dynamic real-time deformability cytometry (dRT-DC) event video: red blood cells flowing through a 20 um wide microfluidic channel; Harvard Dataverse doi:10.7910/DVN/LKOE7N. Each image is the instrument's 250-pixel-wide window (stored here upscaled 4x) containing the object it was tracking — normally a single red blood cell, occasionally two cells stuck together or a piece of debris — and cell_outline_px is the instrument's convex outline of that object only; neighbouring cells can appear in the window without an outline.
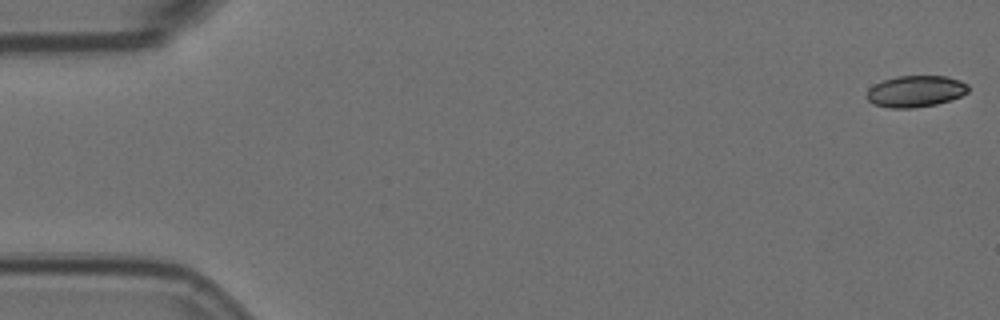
{"species": "Egyptian fruit bat (a non-hibernating species)", "species_latin": "Rousettus aegyptiacus", "temperature_condition": "room temperature", "stored_images_in_passage": 54, "camera_frame_rate_fps": 3000, "um_per_image_px": 0.085, "animal": {"sex": "female"}, "frame": {"image": 1, "passage_image": 1, "time_ms": 0.0, "image_size_px": [1000, 320], "cell_outline_px": [[968, 92], [952, 100], [936, 104], [912, 108], [892, 108], [872, 104], [868, 100], [868, 88], [884, 80], [896, 76], [948, 76], [960, 80], [968, 84]], "centroid_in_image_um": [77.85, 7.76], "position_along_channel_um": 7.1, "area_um2": 18.61}}
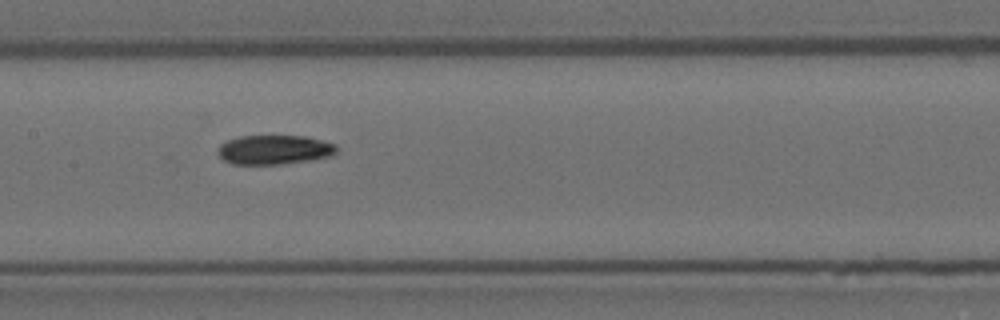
{"frame": {"image": 2, "passage_image": 28, "time_ms": 9.0, "image_size_px": [1000, 320], "cell_outline_px": [[336, 152], [332, 156], [312, 160], [284, 164], [232, 164], [224, 160], [216, 152], [220, 144], [228, 140], [240, 136], [304, 136], [336, 144]], "centroid_in_image_um": [23.31, 12.73], "position_along_channel_um": 184.1, "area_um2": 20.35}}
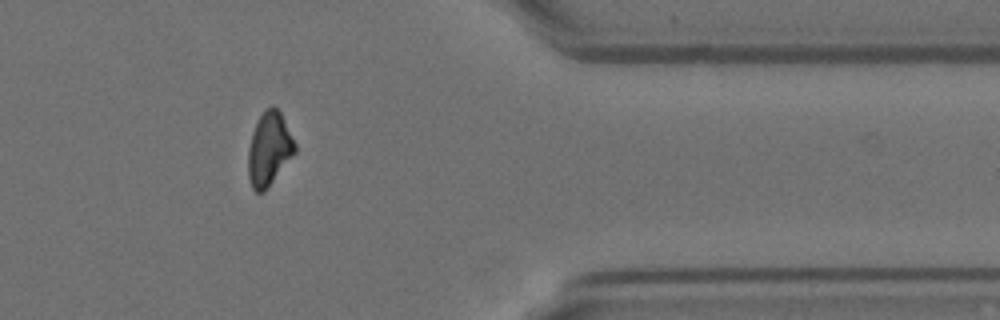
{"frame": {"image": 3, "passage_image": 47, "time_ms": 15.333, "image_size_px": [1000, 320], "cell_outline_px": [[296, 152], [264, 192], [256, 192], [252, 188], [248, 176], [248, 148], [252, 132], [260, 116], [272, 104], [280, 112], [296, 144]], "centroid_in_image_um": [22.87, 12.68], "position_along_channel_um": 388.5, "area_um2": 19.83}, "authors_computed_cell_mechanics": {"area_um2": 20.2011, "velocity_mm_per_s": 3.5639, "shape_relaxation_time_tau1_ms": 11.2733, "shape_relaxation_time_tau2_ms": null, "deformation_change_tau1": 0.2501, "deformation_change_tau2": null}}